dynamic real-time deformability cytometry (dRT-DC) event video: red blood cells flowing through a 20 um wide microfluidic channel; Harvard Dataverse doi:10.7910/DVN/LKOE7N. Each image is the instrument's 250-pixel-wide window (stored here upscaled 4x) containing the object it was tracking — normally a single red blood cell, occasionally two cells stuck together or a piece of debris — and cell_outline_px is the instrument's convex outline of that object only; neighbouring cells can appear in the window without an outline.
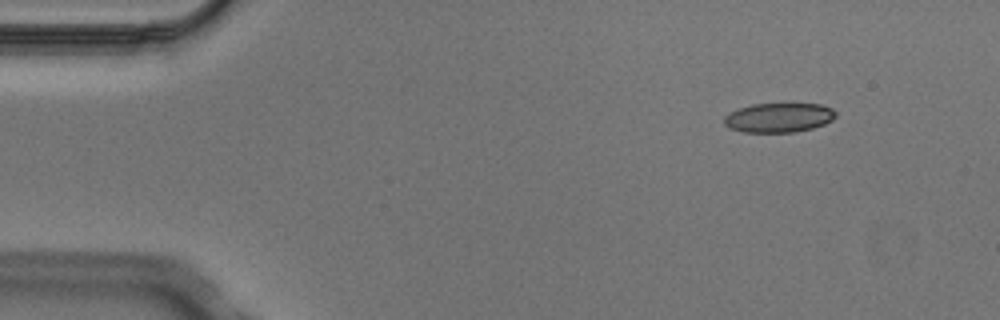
{"species": "Egyptian fruit bat (a non-hibernating species)", "species_latin": "Rousettus aegyptiacus", "temperature_condition": "cold", "stored_images_in_passage": 5, "camera_frame_rate_fps": 3000, "um_per_image_px": 0.085, "animal": {"sex": "male"}, "frame": {"image": 1, "passage_image": 5, "time_ms": 1.333, "image_size_px": [1000, 320], "cell_outline_px": [[836, 116], [832, 120], [824, 124], [812, 128], [796, 132], [744, 132], [728, 128], [724, 124], [724, 116], [728, 112], [752, 104], [820, 104], [832, 108], [836, 112]], "centroid_in_image_um": [66.18, 10.0], "position_along_channel_um": 18.8, "area_um2": 19.19}}